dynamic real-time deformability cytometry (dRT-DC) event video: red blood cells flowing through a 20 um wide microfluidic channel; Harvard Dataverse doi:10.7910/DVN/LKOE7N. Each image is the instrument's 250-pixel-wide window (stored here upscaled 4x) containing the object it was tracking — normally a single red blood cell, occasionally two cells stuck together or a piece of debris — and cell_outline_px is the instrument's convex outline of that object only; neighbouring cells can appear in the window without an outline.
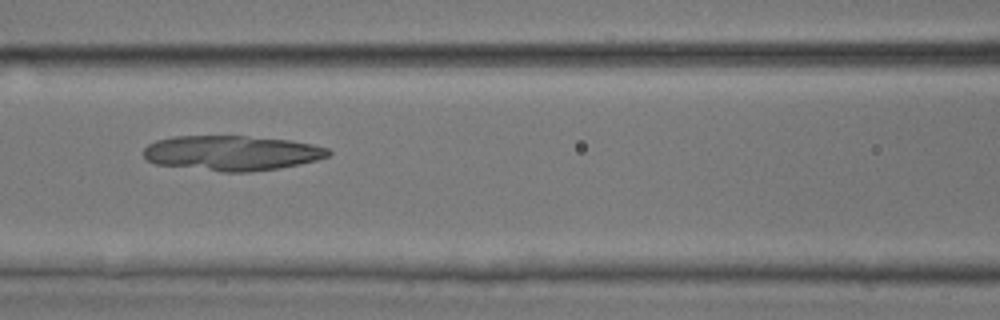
{"species": "common noctule bat (a hibernating species)", "species_latin": "Nyctalus noctula", "temperature_condition": "room temperature", "stored_images_in_passage": 49, "camera_frame_rate_fps": 3000, "um_per_image_px": 0.085, "animal": {"sex": "male", "body_mass_g": 17.9, "forearm_length_mm": 54.2}, "frame": {"image": 1, "passage_image": 22, "time_ms": 7.0, "image_size_px": [1000, 320], "cell_outline_px": [[332, 152], [328, 156], [316, 160], [300, 164], [276, 168], [248, 172], [220, 172], [156, 164], [148, 160], [144, 156], [144, 148], [148, 144], [156, 140], [172, 136], [244, 136], [292, 140], [312, 144], [328, 148]], "centroid_in_image_um": [19.69, 13.0], "position_along_channel_um": 146.9, "area_um2": 37.74}}
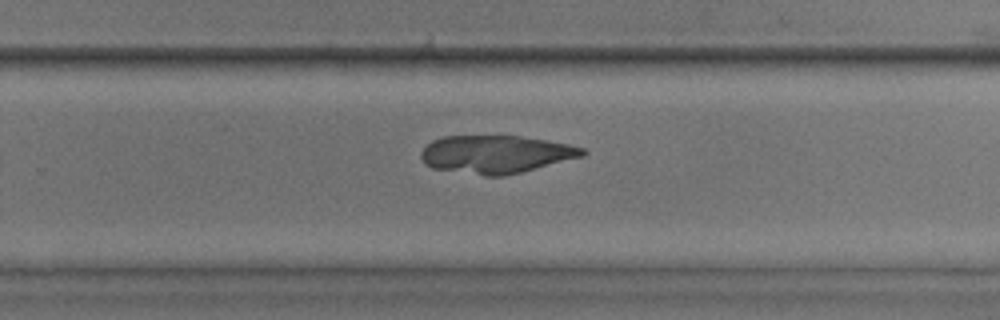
{"frame": {"image": 2, "passage_image": 32, "time_ms": 10.333, "image_size_px": [1000, 320], "cell_outline_px": [[588, 152], [584, 156], [504, 176], [484, 176], [432, 168], [424, 164], [420, 156], [420, 152], [432, 140], [444, 136], [520, 136], [568, 144], [584, 148]], "centroid_in_image_um": [42.13, 13.12], "position_along_channel_um": 287.7, "area_um2": 35.6}}
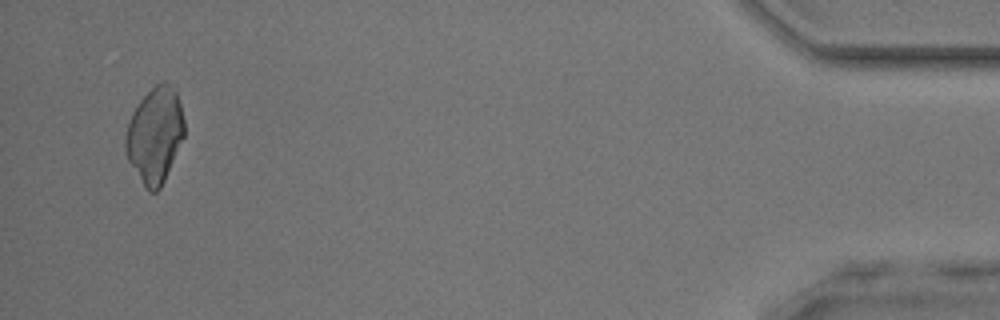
{"frame": {"image": 3, "passage_image": 47, "time_ms": 15.333, "image_size_px": [1000, 320], "cell_outline_px": [[184, 136], [164, 180], [160, 188], [156, 192], [148, 192], [144, 188], [128, 160], [124, 148], [124, 140], [128, 124], [132, 112], [140, 100], [160, 80], [164, 80], [176, 84], [184, 120]], "centroid_in_image_um": [13.17, 11.44], "position_along_channel_um": 422.0, "area_um2": 33.12}}